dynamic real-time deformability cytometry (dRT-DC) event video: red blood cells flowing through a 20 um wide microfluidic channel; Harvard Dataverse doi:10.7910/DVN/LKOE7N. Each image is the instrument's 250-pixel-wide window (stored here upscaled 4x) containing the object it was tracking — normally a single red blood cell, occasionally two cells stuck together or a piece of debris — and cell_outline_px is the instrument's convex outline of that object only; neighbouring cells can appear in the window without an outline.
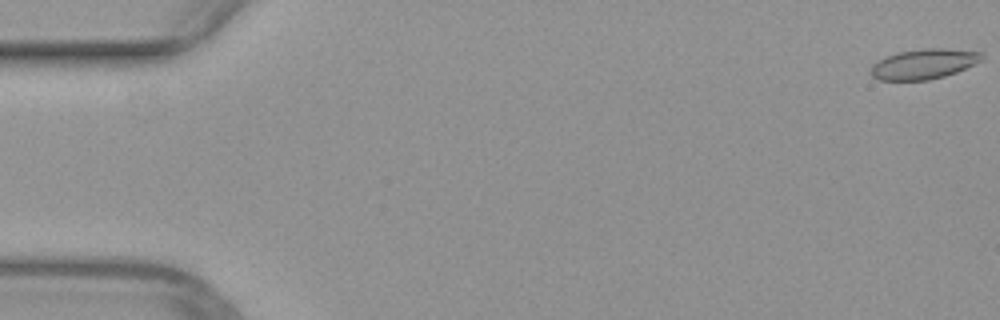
{"species": "common noctule bat (a hibernating species)", "species_latin": "Nyctalus noctula", "temperature_condition": "warm", "stored_images_in_passage": 51, "camera_frame_rate_fps": 3000, "um_per_image_px": 0.085, "animal": {"sex": "female", "body_mass_g": 29.2, "forearm_length_mm": 56.3}, "frame": {"image": 1, "passage_image": 1, "time_ms": 0.0, "image_size_px": [1000, 320], "cell_outline_px": [[984, 60], [956, 72], [944, 76], [928, 80], [880, 80], [872, 76], [868, 72], [872, 64], [884, 56], [900, 52], [924, 48], [948, 48], [980, 52], [984, 56]], "centroid_in_image_um": [78.51, 5.43], "position_along_channel_um": 6.5, "area_um2": 19.65}}
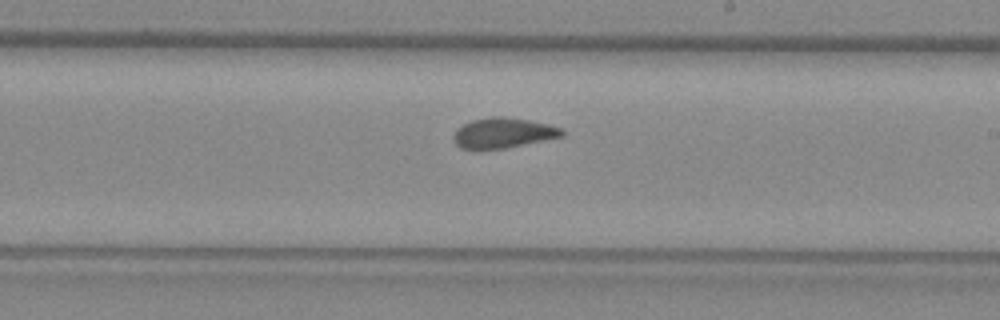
{"frame": {"image": 2, "passage_image": 30, "time_ms": 9.667, "image_size_px": [1000, 320], "cell_outline_px": [[564, 136], [504, 148], [460, 148], [452, 140], [452, 136], [456, 128], [472, 120], [492, 116], [504, 116], [528, 120], [548, 124], [564, 128]], "centroid_in_image_um": [42.76, 11.28], "position_along_channel_um": 246.2, "area_um2": 19.02}}
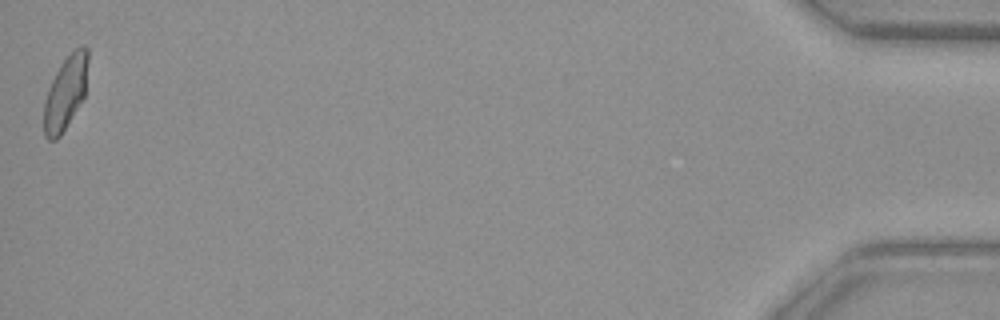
{"frame": {"image": 3, "passage_image": 51, "time_ms": 16.667, "image_size_px": [1000, 320], "cell_outline_px": [[88, 60], [84, 96], [60, 136], [56, 140], [48, 140], [44, 136], [44, 100], [48, 88], [60, 64], [80, 44], [84, 44], [88, 48]], "centroid_in_image_um": [5.56, 7.86], "position_along_channel_um": 429.6, "area_um2": 18.73}}